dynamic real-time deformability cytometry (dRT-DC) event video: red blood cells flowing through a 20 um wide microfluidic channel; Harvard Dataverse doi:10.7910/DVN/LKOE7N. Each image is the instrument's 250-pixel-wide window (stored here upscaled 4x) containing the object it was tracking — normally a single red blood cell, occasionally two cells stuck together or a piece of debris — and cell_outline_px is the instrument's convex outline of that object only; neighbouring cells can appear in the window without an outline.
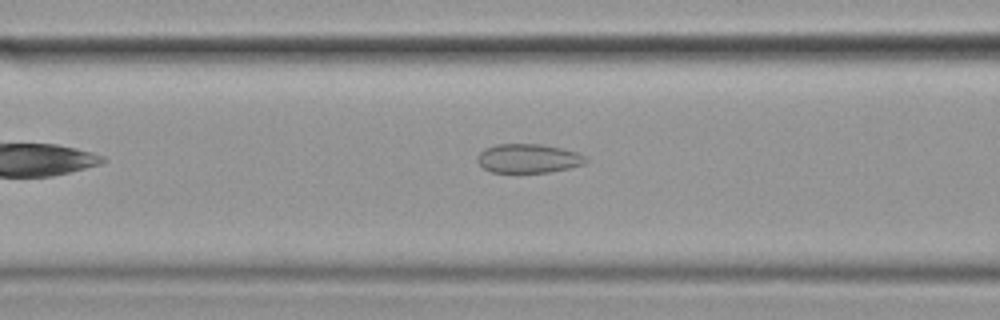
{"species": "common noctule bat (a hibernating species)", "species_latin": "Nyctalus noctula", "temperature_condition": "cold", "stored_images_in_passage": 34, "camera_frame_rate_fps": 3000, "um_per_image_px": 0.085, "animal": {"sex": "female", "body_mass_g": 19.9}, "frame": {"image": 1, "passage_image": 6, "time_ms": 1.667, "image_size_px": [1000, 320], "cell_outline_px": [[588, 160], [584, 164], [568, 168], [548, 172], [520, 176], [492, 172], [484, 168], [476, 160], [476, 156], [484, 148], [496, 144], [540, 144], [560, 148], [576, 152], [584, 156]], "centroid_in_image_um": [44.84, 13.51], "position_along_channel_um": 121.8, "area_um2": 19.02}}
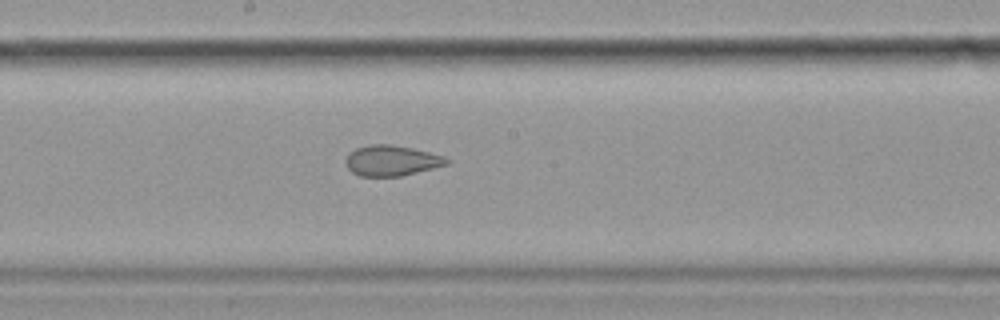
{"frame": {"image": 2, "passage_image": 14, "time_ms": 4.333, "image_size_px": [1000, 320], "cell_outline_px": [[452, 160], [448, 164], [400, 176], [360, 176], [352, 172], [348, 168], [344, 160], [356, 148], [372, 144], [388, 144], [412, 148], [444, 156]], "centroid_in_image_um": [33.29, 13.65], "position_along_channel_um": 214.9, "area_um2": 17.74}}
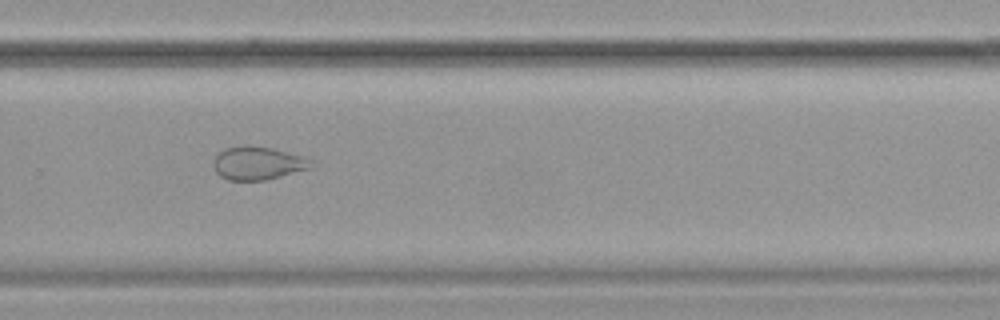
{"frame": {"image": 3, "passage_image": 22, "time_ms": 7.0, "image_size_px": [1000, 320], "cell_outline_px": [[316, 164], [312, 168], [264, 180], [228, 180], [220, 176], [216, 172], [216, 156], [224, 148], [272, 148], [304, 156]], "centroid_in_image_um": [22.0, 13.91], "position_along_channel_um": 307.8, "area_um2": 18.15}}